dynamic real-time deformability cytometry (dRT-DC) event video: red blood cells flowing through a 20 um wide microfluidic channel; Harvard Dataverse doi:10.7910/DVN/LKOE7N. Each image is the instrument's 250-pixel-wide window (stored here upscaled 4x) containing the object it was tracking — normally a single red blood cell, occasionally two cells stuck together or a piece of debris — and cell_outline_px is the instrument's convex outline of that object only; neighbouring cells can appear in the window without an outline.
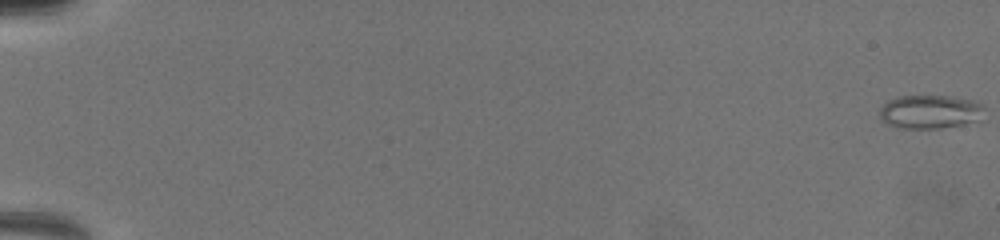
{"species": "common noctule bat (a hibernating species)", "species_latin": "Nyctalus noctula", "temperature_condition": "warm", "stored_images_in_passage": 30, "camera_frame_rate_fps": 3000, "um_per_image_px": 0.085, "animal": {"sex": "female", "body_mass_g": 19.5, "forearm_length_mm": 54.1}, "frame": {"image": 1, "passage_image": 1, "time_ms": 0.0, "image_size_px": [1000, 240], "cell_outline_px": [[976, 108], [968, 120], [960, 124], [936, 128], [904, 128], [892, 124], [880, 112], [884, 104], [888, 100], [900, 96], [948, 96], [968, 100], [976, 104]], "centroid_in_image_um": [78.84, 9.47], "position_along_channel_um": 6.2, "area_um2": 18.32}}
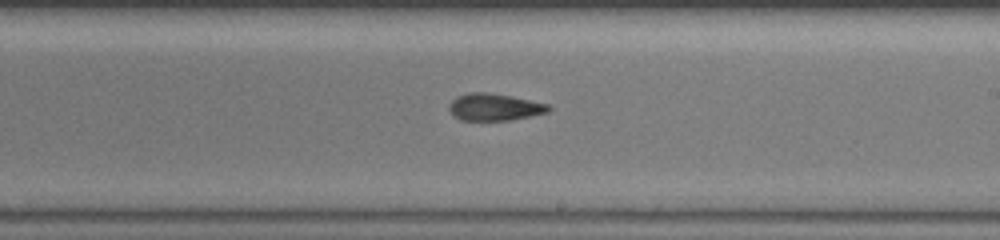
{"frame": {"image": 2, "passage_image": 21, "time_ms": 11.333, "image_size_px": [1000, 240], "cell_outline_px": [[552, 108], [548, 112], [508, 120], [460, 120], [448, 108], [452, 100], [460, 96], [472, 92], [484, 92], [508, 96], [548, 104]], "centroid_in_image_um": [42.03, 9.11], "position_along_channel_um": 247.0, "area_um2": 15.14}}
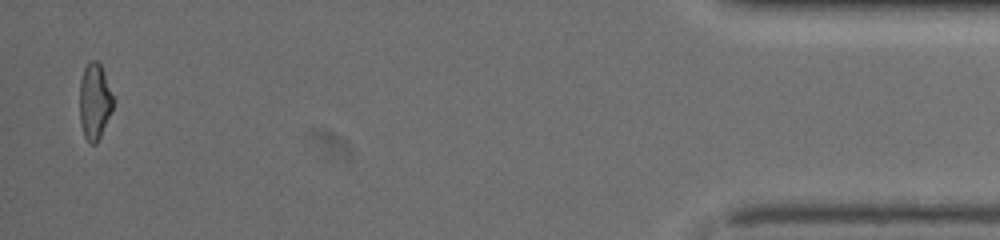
{"frame": {"image": 3, "passage_image": 30, "time_ms": 17.667, "image_size_px": [1000, 240], "cell_outline_px": [[112, 108], [100, 136], [96, 144], [88, 144], [84, 136], [80, 120], [80, 80], [84, 68], [88, 60], [96, 60], [100, 64], [104, 72], [112, 96]], "centroid_in_image_um": [8.01, 8.61], "position_along_channel_um": 427.2, "area_um2": 14.62}, "authors_computed_cell_mechanics": {"area_um2": 15.7216, "velocity_mm_per_s": 4.0372, "shape_relaxation_time_tau1_ms": null, "shape_relaxation_time_tau2_ms": 3.112, "deformation_change_tau1": null, "deformation_change_tau2": 0.121}}